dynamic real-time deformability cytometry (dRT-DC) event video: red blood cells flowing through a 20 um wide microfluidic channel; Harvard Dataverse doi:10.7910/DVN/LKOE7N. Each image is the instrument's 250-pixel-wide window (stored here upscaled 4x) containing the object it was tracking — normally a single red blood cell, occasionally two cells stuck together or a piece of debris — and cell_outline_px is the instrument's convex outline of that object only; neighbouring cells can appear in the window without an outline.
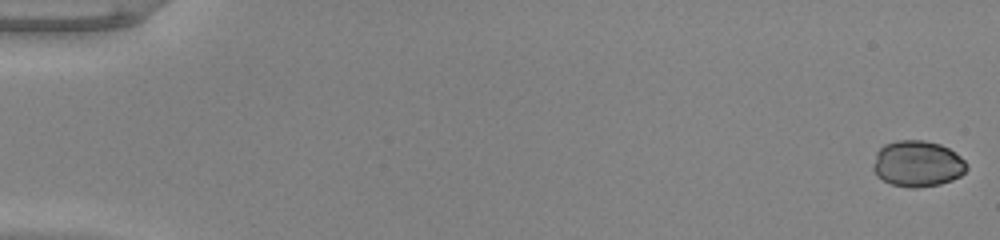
{"species": "common noctule bat (a hibernating species)", "species_latin": "Nyctalus noctula", "temperature_condition": "warm", "stored_images_in_passage": 53, "camera_frame_rate_fps": 3000, "um_per_image_px": 0.085, "animal": {"sex": "male", "body_mass_g": 20.0, "forearm_length_mm": 53.3}, "frame": {"image": 1, "passage_image": 1, "time_ms": 0.0, "image_size_px": [1000, 240], "cell_outline_px": [[968, 168], [960, 176], [952, 180], [940, 184], [916, 188], [908, 188], [892, 184], [876, 176], [872, 168], [872, 164], [876, 152], [884, 144], [896, 140], [924, 140], [940, 144], [956, 152], [968, 164]], "centroid_in_image_um": [77.97, 13.91], "position_along_channel_um": 7.0, "area_um2": 25.43}}
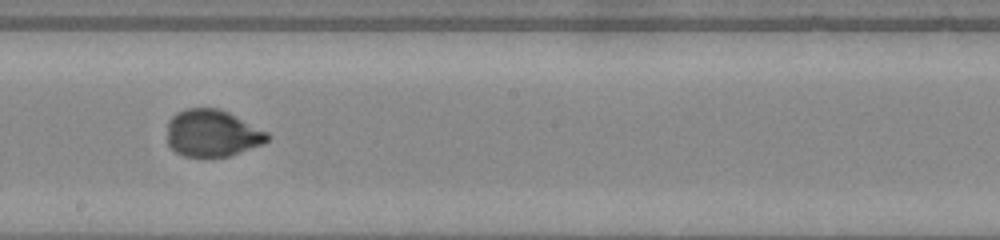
{"frame": {"image": 2, "passage_image": 31, "time_ms": 10.0, "image_size_px": [1000, 240], "cell_outline_px": [[272, 136], [264, 144], [228, 156], [184, 156], [176, 152], [168, 144], [168, 120], [176, 112], [188, 108], [220, 108], [268, 132]], "centroid_in_image_um": [18.05, 11.31], "position_along_channel_um": 230.1, "area_um2": 27.46}}
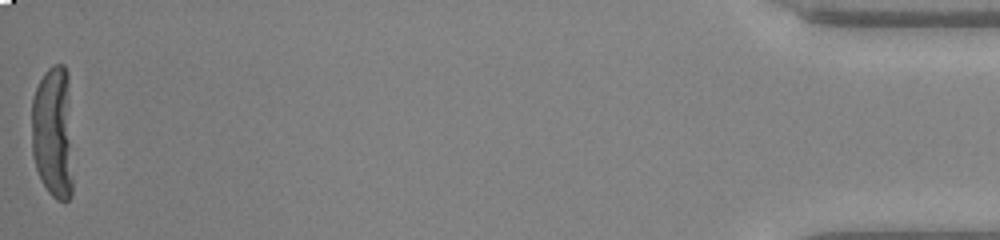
{"frame": {"image": 3, "passage_image": 53, "time_ms": 17.333, "image_size_px": [1000, 240], "cell_outline_px": [[72, 196], [64, 204], [56, 200], [48, 192], [36, 168], [32, 156], [32, 100], [36, 88], [44, 72], [52, 64], [64, 64], [68, 72], [72, 176]], "centroid_in_image_um": [4.51, 11.26], "position_along_channel_um": 430.7, "area_um2": 32.48}, "authors_computed_cell_mechanics": {"area_um2": 28.033, "velocity_mm_per_s": 3.9867, "shape_relaxation_time_tau1_ms": 7.3735, "shape_relaxation_time_tau2_ms": null, "deformation_change_tau1": 0.2002, "deformation_change_tau2": null}}